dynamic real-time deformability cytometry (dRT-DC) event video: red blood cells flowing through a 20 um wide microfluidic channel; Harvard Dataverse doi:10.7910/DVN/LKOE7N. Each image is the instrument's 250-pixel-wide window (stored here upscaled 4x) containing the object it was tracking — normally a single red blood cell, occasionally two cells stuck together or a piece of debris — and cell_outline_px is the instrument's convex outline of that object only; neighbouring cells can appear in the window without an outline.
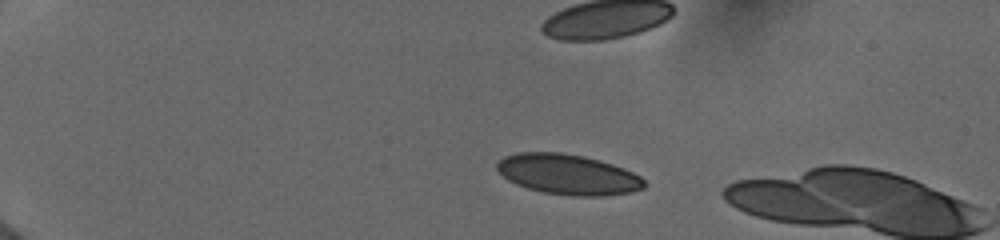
{"species": "human", "species_latin": "Homo sapiens", "temperature_condition": "cold", "stored_images_in_passage": 8, "camera_frame_rate_fps": 3000, "um_per_image_px": 0.085, "donor": {"sex": "female"}, "frame": {"image": 1, "passage_image": 1, "time_ms": 0.0, "image_size_px": [1000, 240], "cell_outline_px": [[644, 188], [632, 192], [600, 196], [572, 196], [544, 192], [528, 188], [516, 184], [508, 180], [496, 168], [496, 164], [504, 156], [520, 152], [560, 152], [580, 156], [612, 164], [624, 168], [640, 176], [644, 180]], "centroid_in_image_um": [48.27, 14.83], "position_along_channel_um": 36.7, "area_um2": 34.28}}